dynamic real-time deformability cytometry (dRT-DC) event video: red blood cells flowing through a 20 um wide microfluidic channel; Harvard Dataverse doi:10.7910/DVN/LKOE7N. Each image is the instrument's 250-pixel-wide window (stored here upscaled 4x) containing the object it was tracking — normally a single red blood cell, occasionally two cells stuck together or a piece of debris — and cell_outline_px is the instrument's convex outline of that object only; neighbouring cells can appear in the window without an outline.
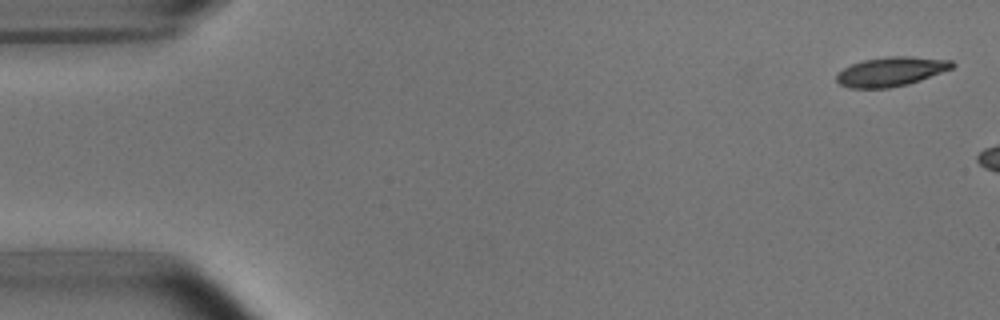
{"species": "common noctule bat (a hibernating species)", "species_latin": "Nyctalus noctula", "temperature_condition": "room temperature", "stored_images_in_passage": 3, "camera_frame_rate_fps": 3000, "um_per_image_px": 0.085, "animal": {"sex": "male", "body_mass_g": 15.6}, "frame": {"image": 1, "passage_image": 1, "time_ms": 0.0, "image_size_px": [1000, 320], "cell_outline_px": [[956, 64], [952, 68], [920, 80], [908, 84], [888, 88], [852, 88], [840, 84], [836, 80], [836, 76], [844, 68], [852, 64], [864, 60], [888, 56], [908, 56], [952, 60]], "centroid_in_image_um": [75.75, 6.08], "position_along_channel_um": 9.2, "area_um2": 19.54}}